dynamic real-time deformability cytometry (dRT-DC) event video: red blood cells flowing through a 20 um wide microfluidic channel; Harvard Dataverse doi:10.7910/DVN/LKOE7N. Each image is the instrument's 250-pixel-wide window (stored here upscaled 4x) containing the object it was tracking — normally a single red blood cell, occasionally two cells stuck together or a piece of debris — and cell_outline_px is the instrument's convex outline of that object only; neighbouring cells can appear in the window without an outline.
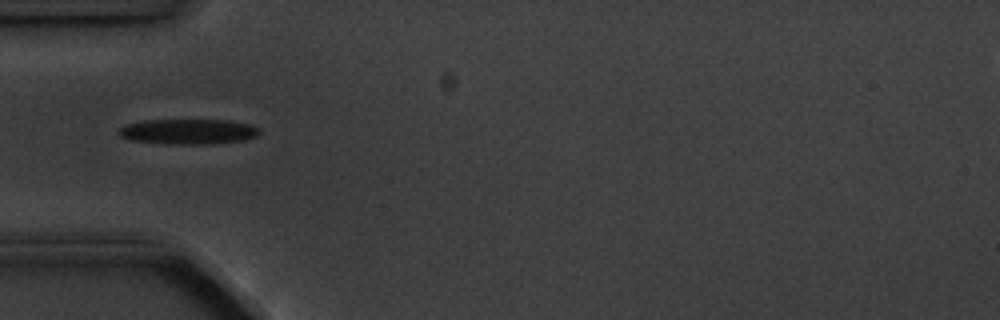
{"species": "common noctule bat (a hibernating species)", "species_latin": "Nyctalus noctula", "temperature_condition": "cold", "stored_images_in_passage": 15, "camera_frame_rate_fps": 3000, "um_per_image_px": 0.085, "animal": {"sex": "male", "body_mass_g": 20.1, "forearm_length_mm": 53.5}, "frame": {"image": 1, "passage_image": 5, "time_ms": 5.667, "image_size_px": [1000, 320], "cell_outline_px": [[260, 132], [256, 136], [244, 140], [212, 144], [168, 144], [132, 140], [120, 136], [116, 128], [124, 124], [144, 120], [228, 120], [252, 124]], "centroid_in_image_um": [15.96, 11.18], "position_along_channel_um": 69.0, "area_um2": 20.87}}
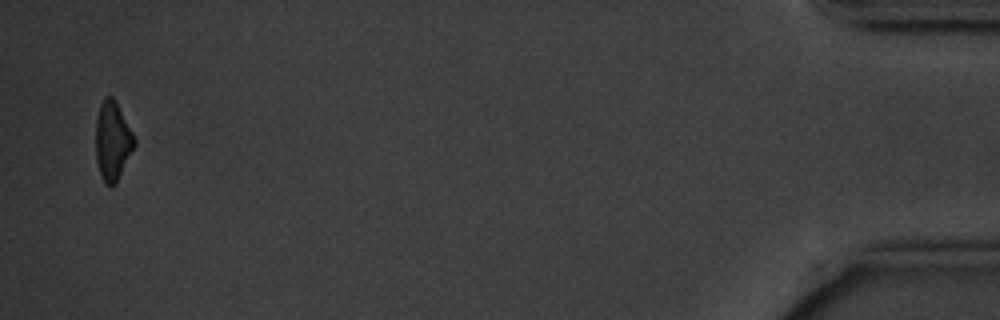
{"frame": {"image": 2, "passage_image": 15, "time_ms": 18.0, "image_size_px": [1000, 320], "cell_outline_px": [[136, 144], [116, 184], [112, 188], [104, 184], [96, 160], [96, 120], [100, 104], [104, 96], [112, 96], [116, 100], [136, 140]], "centroid_in_image_um": [9.57, 11.99], "position_along_channel_um": 425.6, "area_um2": 17.92}, "authors_computed_cell_mechanics": {"area_um2": 19.363, "velocity_mm_per_s": 3.5942, "shape_relaxation_time_tau1_ms": 2.8398, "shape_relaxation_time_tau2_ms": 9.301, "deformation_change_tau1": 0.111, "deformation_change_tau2": 0.2575}}